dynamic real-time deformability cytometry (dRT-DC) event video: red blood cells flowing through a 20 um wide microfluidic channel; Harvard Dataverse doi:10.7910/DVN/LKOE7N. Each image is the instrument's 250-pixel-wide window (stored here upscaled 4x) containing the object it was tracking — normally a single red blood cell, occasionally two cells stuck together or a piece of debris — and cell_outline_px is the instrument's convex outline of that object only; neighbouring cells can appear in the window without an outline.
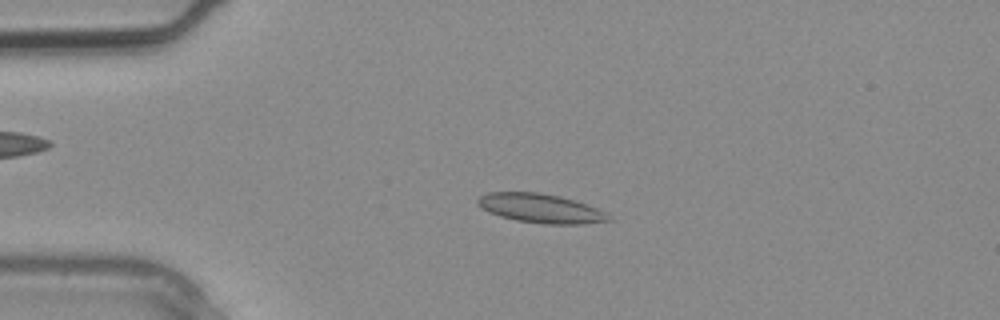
{"species": "common noctule bat (a hibernating species)", "species_latin": "Nyctalus noctula", "temperature_condition": "warm", "stored_images_in_passage": 2, "camera_frame_rate_fps": 3000, "um_per_image_px": 0.085, "animal": {"sex": "male", "body_mass_g": 20.4}, "frame": {"image": 1, "passage_image": 1, "time_ms": 0.0, "image_size_px": [1000, 320], "cell_outline_px": [[612, 220], [580, 224], [544, 224], [516, 220], [500, 216], [488, 212], [476, 204], [476, 200], [480, 196], [488, 192], [540, 192], [560, 196], [596, 208], [604, 212]], "centroid_in_image_um": [45.88, 17.7], "position_along_channel_um": 39.1, "area_um2": 22.02}}
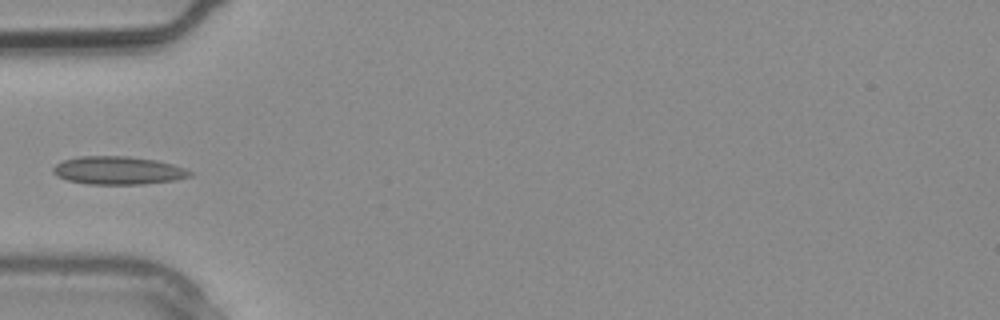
{"frame": {"image": 2, "passage_image": 2, "time_ms": 0.333, "image_size_px": [1000, 320], "cell_outline_px": [[192, 176], [176, 180], [144, 184], [88, 184], [68, 180], [56, 176], [52, 172], [52, 168], [56, 164], [64, 160], [80, 156], [128, 156], [156, 160], [172, 164], [184, 168], [192, 172]], "centroid_in_image_um": [10.04, 14.49], "position_along_channel_um": 75.0, "area_um2": 22.43}}